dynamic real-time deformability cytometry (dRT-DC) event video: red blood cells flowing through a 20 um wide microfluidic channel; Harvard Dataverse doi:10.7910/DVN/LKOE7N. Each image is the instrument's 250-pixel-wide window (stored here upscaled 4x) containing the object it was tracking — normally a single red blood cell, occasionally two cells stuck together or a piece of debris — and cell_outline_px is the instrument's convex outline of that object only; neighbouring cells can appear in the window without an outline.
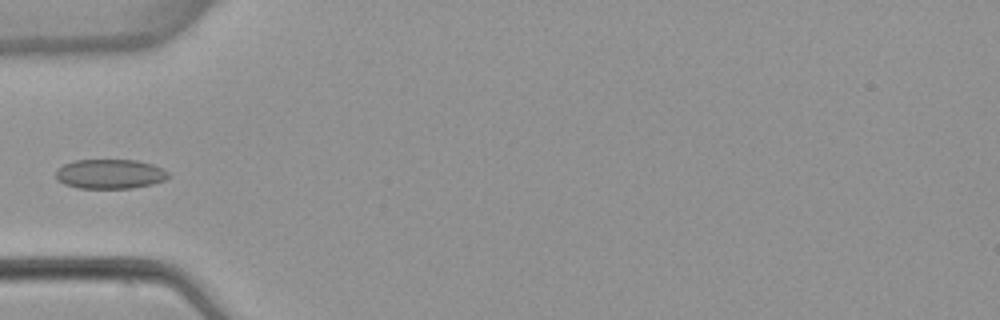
{"species": "common noctule bat (a hibernating species)", "species_latin": "Nyctalus noctula", "temperature_condition": "warm", "stored_images_in_passage": 5, "camera_frame_rate_fps": 3000, "um_per_image_px": 0.085, "animal": {"sex": "female", "body_mass_g": 22.7, "forearm_length_mm": 54.2}, "frame": {"image": 1, "passage_image": 5, "time_ms": 4.667, "image_size_px": [1000, 320], "cell_outline_px": [[172, 176], [164, 180], [152, 184], [132, 188], [80, 188], [64, 184], [56, 176], [56, 172], [64, 164], [76, 160], [136, 160], [152, 164], [168, 172]], "centroid_in_image_um": [9.39, 14.79], "position_along_channel_um": 75.6, "area_um2": 19.19}}